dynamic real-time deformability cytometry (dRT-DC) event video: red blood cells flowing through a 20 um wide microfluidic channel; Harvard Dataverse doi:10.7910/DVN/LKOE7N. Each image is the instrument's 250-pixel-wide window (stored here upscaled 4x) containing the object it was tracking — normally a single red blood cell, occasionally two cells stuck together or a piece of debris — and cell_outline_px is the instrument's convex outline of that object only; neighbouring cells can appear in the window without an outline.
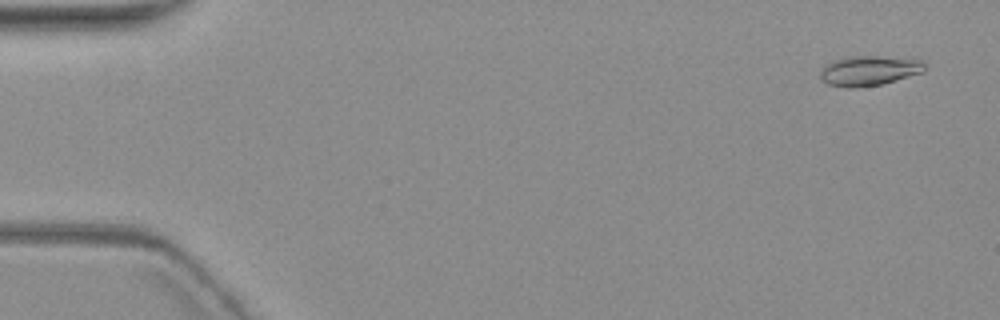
{"species": "common noctule bat (a hibernating species)", "species_latin": "Nyctalus noctula", "temperature_condition": "warm", "stored_images_in_passage": 5, "camera_frame_rate_fps": 3000, "um_per_image_px": 0.085, "animal": {"sex": "female", "body_mass_g": 19.3, "forearm_length_mm": 54.1}, "frame": {"image": 1, "passage_image": 1, "time_ms": 0.0, "image_size_px": [1000, 320], "cell_outline_px": [[924, 72], [880, 84], [856, 88], [852, 88], [828, 84], [820, 76], [820, 72], [824, 64], [832, 60], [844, 56], [872, 56], [920, 60], [924, 64]], "centroid_in_image_um": [73.81, 6.0], "position_along_channel_um": 11.2, "area_um2": 17.98}}
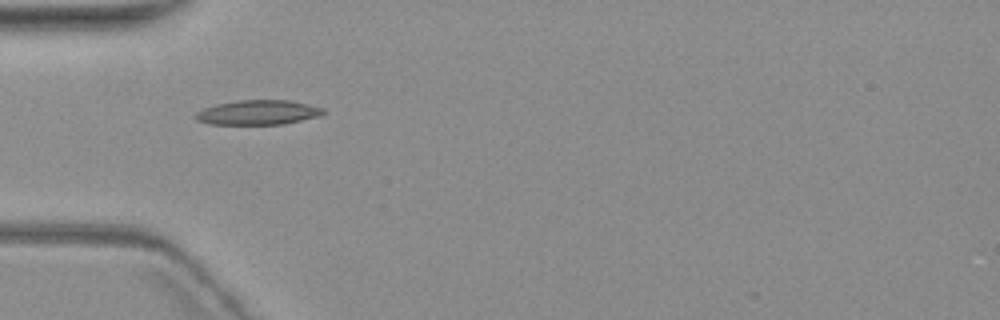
{"frame": {"image": 2, "passage_image": 4, "time_ms": 5.333, "image_size_px": [1000, 320], "cell_outline_px": [[324, 112], [320, 116], [284, 124], [208, 124], [196, 120], [192, 116], [196, 112], [204, 108], [216, 104], [236, 100], [288, 100], [308, 104], [324, 108]], "centroid_in_image_um": [21.9, 9.56], "position_along_channel_um": 63.1, "area_um2": 18.44}}
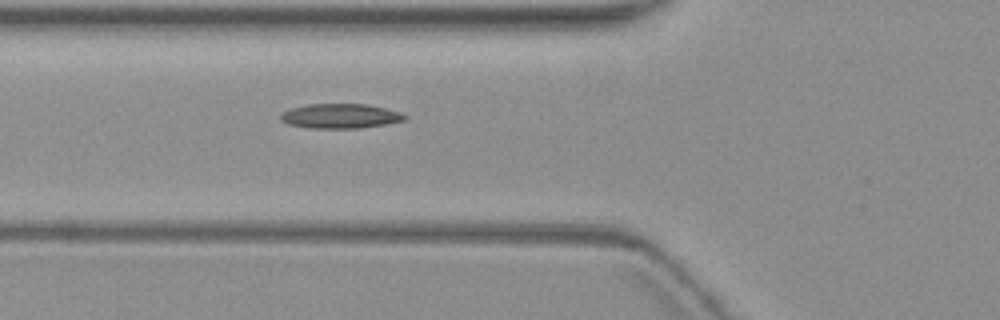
{"frame": {"image": 3, "passage_image": 5, "time_ms": 6.333, "image_size_px": [1000, 320], "cell_outline_px": [[408, 116], [404, 120], [384, 124], [360, 128], [308, 128], [288, 124], [280, 120], [280, 116], [284, 112], [292, 108], [308, 104], [368, 104], [400, 112]], "centroid_in_image_um": [28.92, 9.86], "position_along_channel_um": 96.9, "area_um2": 17.69}}